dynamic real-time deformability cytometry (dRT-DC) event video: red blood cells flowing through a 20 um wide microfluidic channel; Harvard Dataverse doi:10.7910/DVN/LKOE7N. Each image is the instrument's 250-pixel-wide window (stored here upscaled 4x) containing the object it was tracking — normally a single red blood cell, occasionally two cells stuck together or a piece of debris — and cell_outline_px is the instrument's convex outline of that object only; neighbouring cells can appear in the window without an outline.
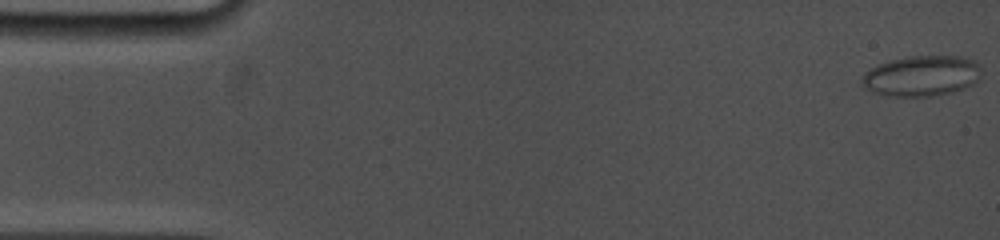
{"species": "common noctule bat (a hibernating species)", "species_latin": "Nyctalus noctula", "temperature_condition": "cold", "stored_images_in_passage": 72, "camera_frame_rate_fps": 5000, "um_per_image_px": 0.085, "animal": {"sex": "female", "body_mass_g": 19.0, "forearm_length_mm": 53.3}, "frame": {"image": 1, "passage_image": 1, "time_ms": 0.0, "image_size_px": [1000, 240], "cell_outline_px": [[984, 72], [980, 80], [976, 84], [964, 88], [932, 96], [888, 96], [872, 92], [864, 88], [860, 84], [860, 76], [864, 72], [888, 60], [908, 56], [960, 56], [976, 60], [980, 64]], "centroid_in_image_um": [78.37, 6.44], "position_along_channel_um": 6.6, "area_um2": 28.9}}
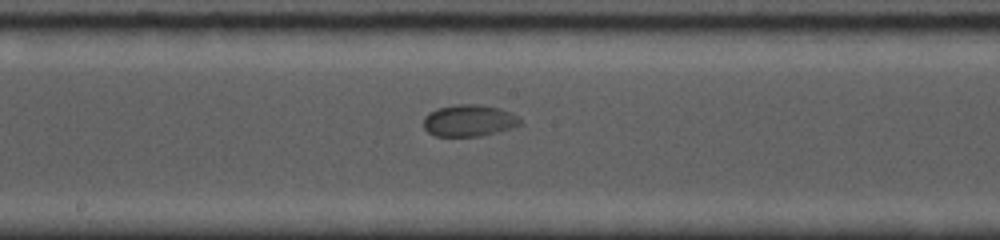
{"frame": {"image": 2, "passage_image": 42, "time_ms": 9.0, "image_size_px": [1000, 240], "cell_outline_px": [[524, 124], [496, 132], [480, 136], [436, 136], [428, 132], [424, 128], [424, 116], [428, 112], [436, 108], [456, 104], [480, 104], [500, 108], [512, 112]], "centroid_in_image_um": [39.86, 10.23], "position_along_channel_um": 208.3, "area_um2": 18.03}}
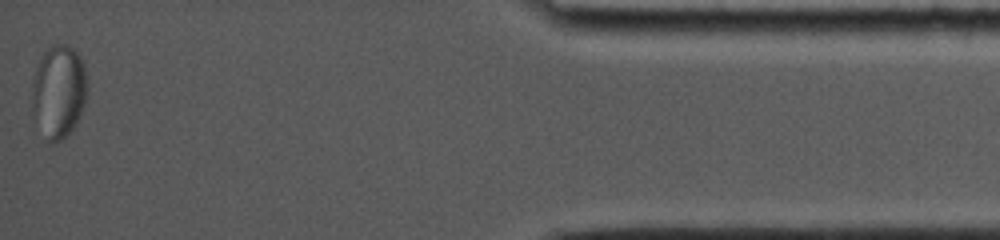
{"frame": {"image": 3, "passage_image": 71, "time_ms": 16.6, "image_size_px": [1000, 240], "cell_outline_px": [[88, 92], [80, 116], [76, 124], [60, 140], [48, 140], [32, 108], [32, 80], [36, 68], [44, 52], [52, 44], [68, 44], [84, 60]], "centroid_in_image_um": [5.03, 7.68], "position_along_channel_um": 430.2, "area_um2": 29.54}}